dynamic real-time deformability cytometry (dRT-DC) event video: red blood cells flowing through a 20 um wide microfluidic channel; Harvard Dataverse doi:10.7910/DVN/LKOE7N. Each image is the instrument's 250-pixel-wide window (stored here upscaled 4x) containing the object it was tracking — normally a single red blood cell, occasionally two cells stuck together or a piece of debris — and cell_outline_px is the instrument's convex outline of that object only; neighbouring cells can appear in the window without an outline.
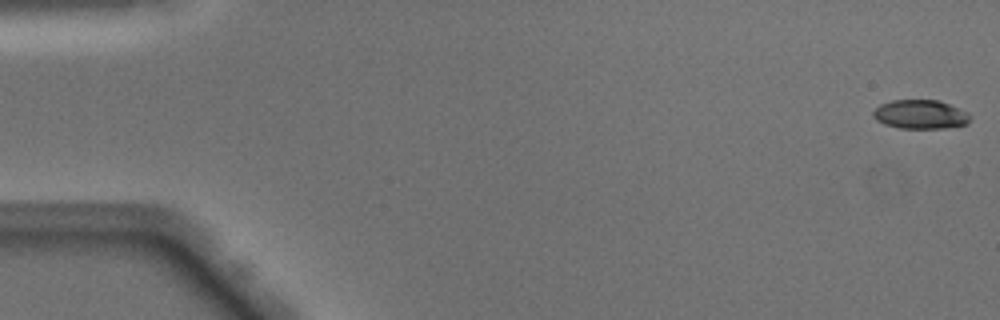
{"species": "Egyptian fruit bat (a non-hibernating species)", "species_latin": "Rousettus aegyptiacus", "temperature_condition": "warm", "stored_images_in_passage": 50, "camera_frame_rate_fps": 3000, "um_per_image_px": 0.085, "animal": {"sex": "male"}, "frame": {"image": 1, "passage_image": 1, "time_ms": 0.0, "image_size_px": [1000, 320], "cell_outline_px": [[972, 116], [968, 124], [944, 128], [900, 128], [884, 124], [876, 120], [872, 116], [872, 112], [880, 104], [892, 100], [940, 100], [968, 112]], "centroid_in_image_um": [78.25, 9.72], "position_along_channel_um": 6.8, "area_um2": 16.53}}
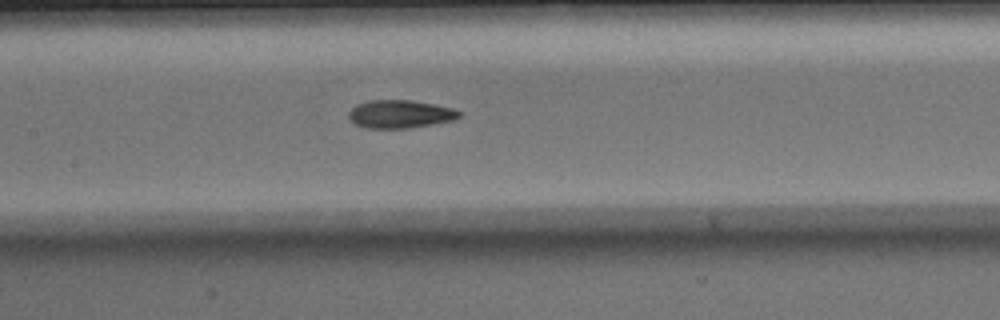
{"frame": {"image": 2, "passage_image": 24, "time_ms": 7.667, "image_size_px": [1000, 320], "cell_outline_px": [[460, 116], [456, 120], [408, 128], [364, 128], [352, 124], [348, 116], [348, 112], [356, 104], [368, 100], [412, 100], [436, 104], [452, 108], [460, 112]], "centroid_in_image_um": [33.97, 9.69], "position_along_channel_um": 173.4, "area_um2": 18.32}}
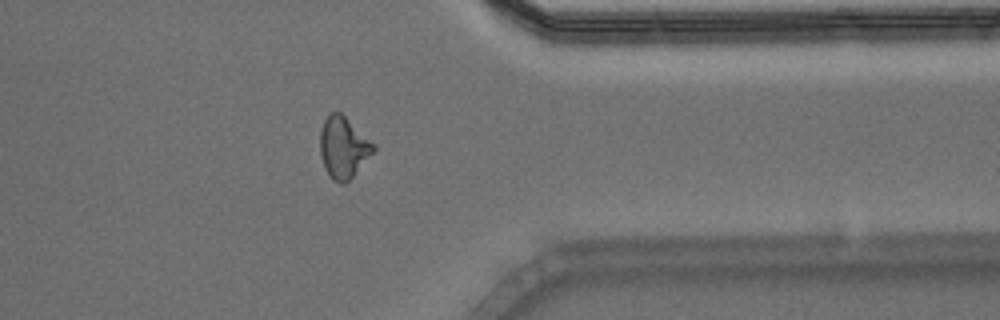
{"frame": {"image": 3, "passage_image": 40, "time_ms": 13.0, "image_size_px": [1000, 320], "cell_outline_px": [[376, 148], [352, 176], [344, 184], [340, 184], [332, 180], [324, 168], [320, 152], [320, 128], [328, 112], [340, 112], [376, 144]], "centroid_in_image_um": [29.16, 12.51], "position_along_channel_um": 382.2, "area_um2": 19.07}, "authors_computed_cell_mechanics": {"area_um2": 18.1203, "velocity_mm_per_s": 4.0977, "shape_relaxation_time_tau1_ms": 5.7279, "shape_relaxation_time_tau2_ms": 2.6059, "deformation_change_tau1": 0.217, "deformation_change_tau2": 0.0832}}